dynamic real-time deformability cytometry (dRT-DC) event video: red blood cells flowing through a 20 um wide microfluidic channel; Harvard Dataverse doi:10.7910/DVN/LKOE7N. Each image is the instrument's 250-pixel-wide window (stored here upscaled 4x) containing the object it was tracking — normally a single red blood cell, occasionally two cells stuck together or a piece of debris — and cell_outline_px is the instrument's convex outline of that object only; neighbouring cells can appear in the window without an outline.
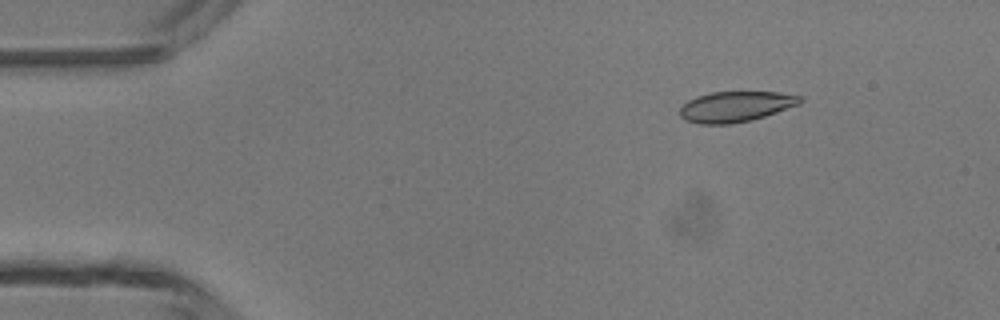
{"species": "common noctule bat (a hibernating species)", "species_latin": "Nyctalus noctula", "temperature_condition": "room temperature", "stored_images_in_passage": 4, "camera_frame_rate_fps": 3000, "um_per_image_px": 0.085, "animal": {"sex": "male", "body_mass_g": 13.3}, "frame": {"image": 1, "passage_image": 2, "time_ms": 1.333, "image_size_px": [1000, 320], "cell_outline_px": [[804, 100], [800, 104], [752, 120], [732, 124], [700, 124], [684, 120], [680, 116], [680, 108], [688, 100], [696, 96], [712, 92], [780, 92], [804, 96]], "centroid_in_image_um": [62.55, 9.06], "position_along_channel_um": 22.4, "area_um2": 21.56}}